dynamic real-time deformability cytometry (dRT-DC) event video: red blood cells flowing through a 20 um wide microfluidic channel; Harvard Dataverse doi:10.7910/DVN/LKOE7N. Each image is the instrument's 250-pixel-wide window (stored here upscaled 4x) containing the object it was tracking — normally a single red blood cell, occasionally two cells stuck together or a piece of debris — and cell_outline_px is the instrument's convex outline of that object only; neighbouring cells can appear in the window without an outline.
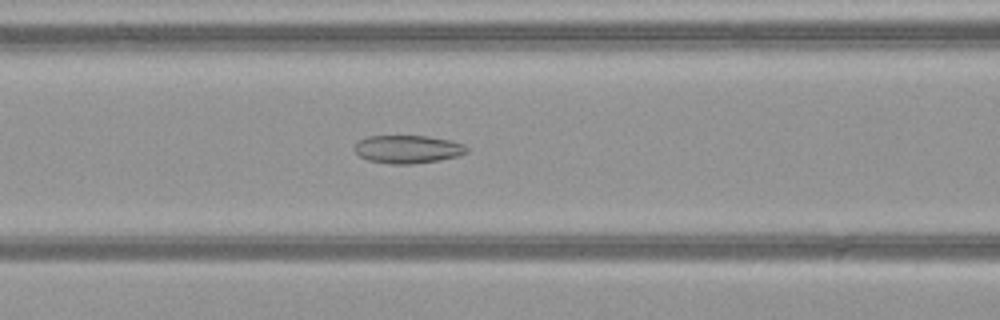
{"species": "common noctule bat (a hibernating species)", "species_latin": "Nyctalus noctula", "temperature_condition": "warm", "stored_images_in_passage": 52, "camera_frame_rate_fps": 3000, "um_per_image_px": 0.085, "animal": {"sex": "female", "body_mass_g": 21.9}, "frame": {"image": 1, "passage_image": 23, "time_ms": 7.333, "image_size_px": [1000, 320], "cell_outline_px": [[468, 152], [456, 156], [440, 160], [412, 164], [392, 164], [368, 160], [360, 156], [356, 152], [356, 144], [360, 140], [368, 136], [428, 136], [452, 140], [464, 144], [468, 148]], "centroid_in_image_um": [34.7, 12.68], "position_along_channel_um": 131.9, "area_um2": 18.26}}
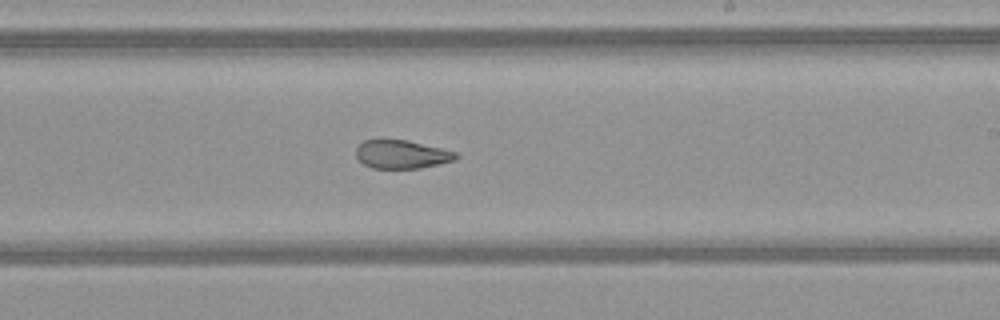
{"frame": {"image": 2, "passage_image": 32, "time_ms": 10.333, "image_size_px": [1000, 320], "cell_outline_px": [[460, 156], [456, 160], [420, 168], [372, 168], [364, 164], [356, 156], [356, 148], [364, 140], [408, 140], [456, 152]], "centroid_in_image_um": [34.16, 13.12], "position_along_channel_um": 254.8, "area_um2": 16.42}}
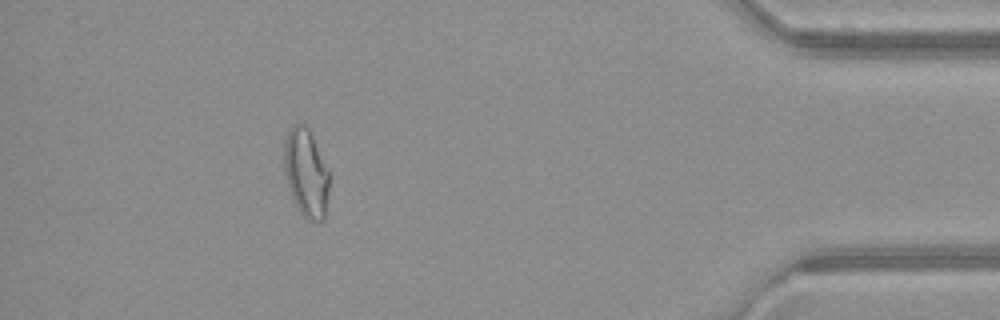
{"frame": {"image": 3, "passage_image": 47, "time_ms": 15.333, "image_size_px": [1000, 320], "cell_outline_px": [[328, 188], [324, 220], [308, 220], [300, 212], [292, 196], [288, 184], [284, 168], [284, 140], [292, 124], [304, 124], [308, 128], [312, 136], [328, 172]], "centroid_in_image_um": [25.99, 14.68], "position_along_channel_um": 409.2, "area_um2": 22.54}, "authors_computed_cell_mechanics": {"area_um2": 22.1085, "velocity_mm_per_s": 4.0986, "shape_relaxation_time_tau1_ms": null, "shape_relaxation_time_tau2_ms": 1.8799, "deformation_change_tau1": null, "deformation_change_tau2": 0.0924}}